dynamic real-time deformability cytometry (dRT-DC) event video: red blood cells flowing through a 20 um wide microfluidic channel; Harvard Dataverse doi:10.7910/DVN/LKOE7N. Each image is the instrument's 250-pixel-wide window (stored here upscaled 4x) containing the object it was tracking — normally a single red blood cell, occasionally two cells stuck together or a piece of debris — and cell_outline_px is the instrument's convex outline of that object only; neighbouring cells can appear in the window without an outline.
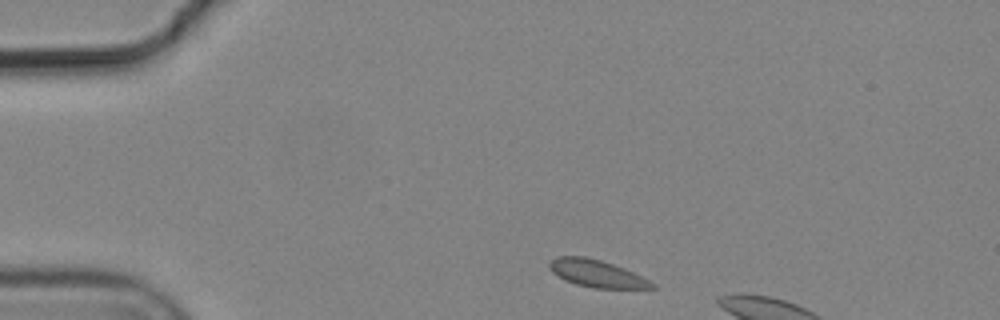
{"species": "common noctule bat (a hibernating species)", "species_latin": "Nyctalus noctula", "temperature_condition": "cold", "stored_images_in_passage": 3, "camera_frame_rate_fps": 3000, "um_per_image_px": 0.085, "animal": {"sex": "male", "body_mass_g": 19.2, "forearm_length_mm": 51.8}, "frame": {"image": 1, "passage_image": 1, "time_ms": 0.0, "image_size_px": [1000, 320], "cell_outline_px": [[656, 288], [592, 288], [576, 284], [564, 280], [552, 272], [548, 268], [548, 260], [556, 256], [584, 256], [600, 260], [624, 268], [656, 284]], "centroid_in_image_um": [50.65, 23.24], "position_along_channel_um": 34.3, "area_um2": 16.3}}